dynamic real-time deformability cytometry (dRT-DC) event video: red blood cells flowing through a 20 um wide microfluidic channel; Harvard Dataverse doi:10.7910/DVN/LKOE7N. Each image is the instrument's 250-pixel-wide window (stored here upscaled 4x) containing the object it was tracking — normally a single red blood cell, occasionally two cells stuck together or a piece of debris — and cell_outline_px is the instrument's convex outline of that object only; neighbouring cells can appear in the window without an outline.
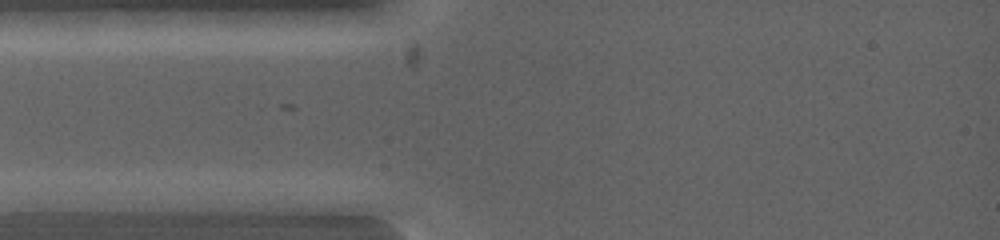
{"species": "common noctule bat (a hibernating species)", "species_latin": "Nyctalus noctula", "temperature_condition": "warm", "stored_images_in_passage": 3, "segment_of_instrument_passage": [1, 2], "camera_frame_rate_fps": 5000, "um_per_image_px": 0.085, "animal": {"sex": "female", "body_mass_g": 19.0, "forearm_length_mm": 53.3}, "frame": {"image": 1, "passage_image": 1, "time_ms": 0.0, "image_size_px": [1000, 240], "cell_outline_px": [[124, 200], [100, 212], [16, 212], [16, 200], [40, 192], [100, 192]], "centroid_in_image_um": [5.64, 17.2], "position_along_channel_um": 79.4, "area_um2": 13.18}}